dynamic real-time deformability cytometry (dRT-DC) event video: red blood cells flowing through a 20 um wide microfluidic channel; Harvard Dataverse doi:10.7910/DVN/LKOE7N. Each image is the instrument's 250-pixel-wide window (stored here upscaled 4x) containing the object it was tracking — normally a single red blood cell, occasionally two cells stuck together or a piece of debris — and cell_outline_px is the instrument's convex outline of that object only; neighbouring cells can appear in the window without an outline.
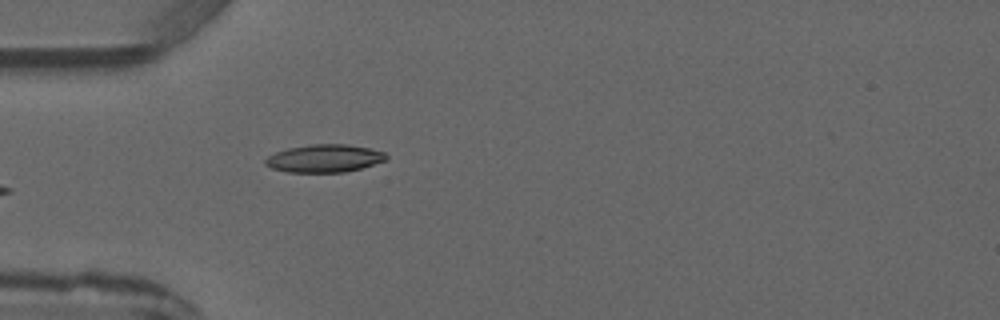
{"species": "common noctule bat (a hibernating species)", "species_latin": "Nyctalus noctula", "temperature_condition": "warm", "stored_images_in_passage": 5, "camera_frame_rate_fps": 3000, "um_per_image_px": 0.085, "animal": {"sex": "male", "forearm_length_mm": 52.5}, "frame": {"image": 1, "passage_image": 5, "time_ms": 4.333, "image_size_px": [1000, 320], "cell_outline_px": [[388, 160], [360, 168], [344, 172], [288, 172], [272, 168], [264, 164], [264, 160], [268, 156], [276, 152], [288, 148], [312, 144], [348, 144], [368, 148], [384, 152], [388, 156]], "centroid_in_image_um": [27.58, 13.46], "position_along_channel_um": 57.4, "area_um2": 19.54}}